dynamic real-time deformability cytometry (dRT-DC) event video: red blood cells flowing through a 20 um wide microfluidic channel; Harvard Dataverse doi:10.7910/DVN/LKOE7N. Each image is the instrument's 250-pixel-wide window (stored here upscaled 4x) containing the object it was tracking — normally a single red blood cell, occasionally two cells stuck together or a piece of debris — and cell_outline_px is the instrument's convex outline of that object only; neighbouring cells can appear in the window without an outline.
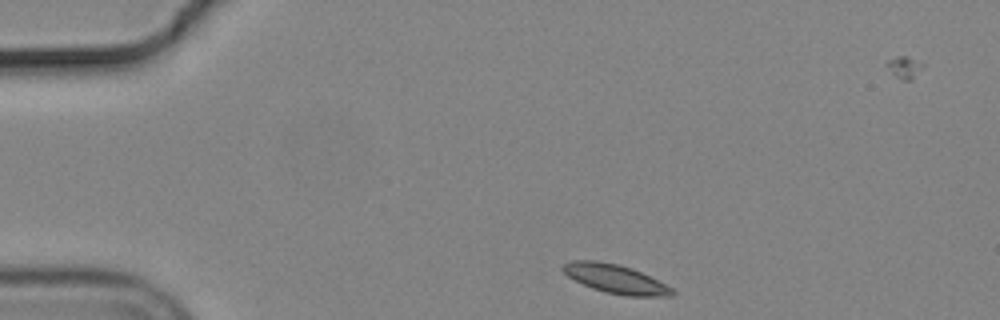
{"species": "common noctule bat (a hibernating species)", "species_latin": "Nyctalus noctula", "temperature_condition": "cold", "stored_images_in_passage": 18, "camera_frame_rate_fps": 3000, "um_per_image_px": 0.085, "animal": {"sex": "male", "body_mass_g": 19.2, "forearm_length_mm": 51.8}, "frame": {"image": 1, "passage_image": 1, "time_ms": 0.0, "image_size_px": [1000, 320], "cell_outline_px": [[676, 292], [672, 296], [624, 296], [604, 292], [592, 288], [568, 276], [560, 268], [564, 264], [572, 260], [596, 260], [616, 264], [632, 268], [672, 288]], "centroid_in_image_um": [52.3, 23.71], "position_along_channel_um": 32.7, "area_um2": 18.15}}
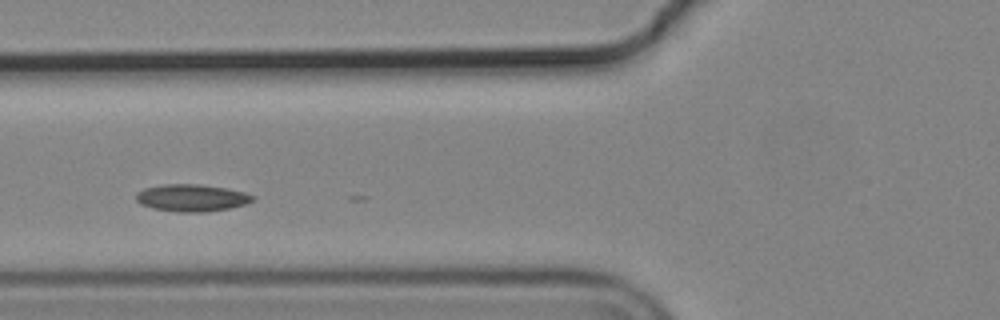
{"frame": {"image": 2, "passage_image": 12, "time_ms": 3.667, "image_size_px": [1000, 320], "cell_outline_px": [[256, 196], [252, 200], [244, 204], [228, 208], [204, 212], [176, 212], [152, 208], [140, 204], [136, 200], [136, 192], [144, 188], [164, 184], [200, 184], [224, 188], [244, 192]], "centroid_in_image_um": [16.24, 16.81], "position_along_channel_um": 109.6, "area_um2": 18.38}}
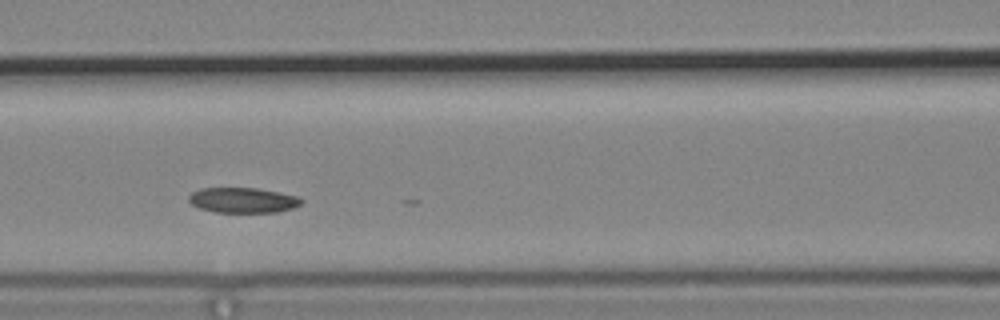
{"frame": {"image": 3, "passage_image": 15, "time_ms": 4.667, "image_size_px": [1000, 320], "cell_outline_px": [[304, 200], [300, 204], [292, 208], [276, 212], [216, 212], [200, 208], [192, 204], [188, 200], [188, 196], [192, 192], [200, 188], [256, 188], [280, 192], [296, 196]], "centroid_in_image_um": [20.63, 17.01], "position_along_channel_um": 146.0, "area_um2": 16.47}}